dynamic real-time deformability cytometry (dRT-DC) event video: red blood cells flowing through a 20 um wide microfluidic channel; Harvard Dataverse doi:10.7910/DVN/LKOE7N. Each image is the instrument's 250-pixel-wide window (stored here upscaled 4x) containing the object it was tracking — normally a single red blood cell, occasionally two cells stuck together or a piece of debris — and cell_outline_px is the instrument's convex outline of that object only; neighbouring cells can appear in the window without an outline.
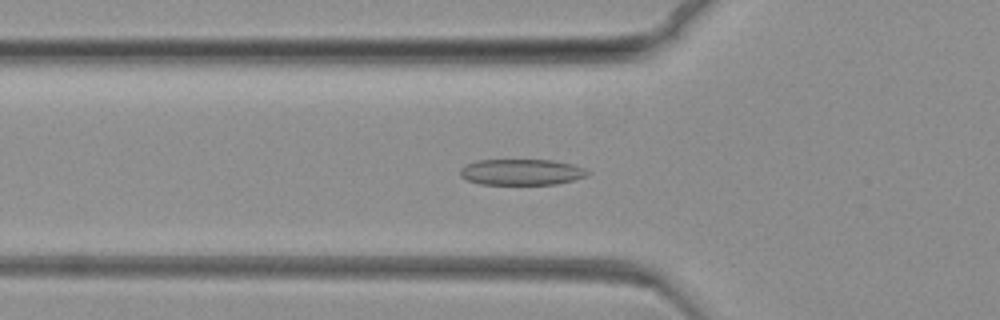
{"species": "common noctule bat (a hibernating species)", "species_latin": "Nyctalus noctula", "temperature_condition": "warm", "stored_images_in_passage": 77, "camera_frame_rate_fps": 3000, "um_per_image_px": 0.085, "animal": {"sex": "female", "body_mass_g": 19.3, "forearm_length_mm": 54.1}, "frame": {"image": 1, "passage_image": 26, "time_ms": 8.333, "image_size_px": [1000, 320], "cell_outline_px": [[592, 172], [588, 176], [556, 184], [480, 184], [468, 180], [460, 176], [460, 168], [464, 164], [476, 160], [552, 160], [572, 164], [584, 168]], "centroid_in_image_um": [44.32, 14.62], "position_along_channel_um": 81.5, "area_um2": 19.42}}
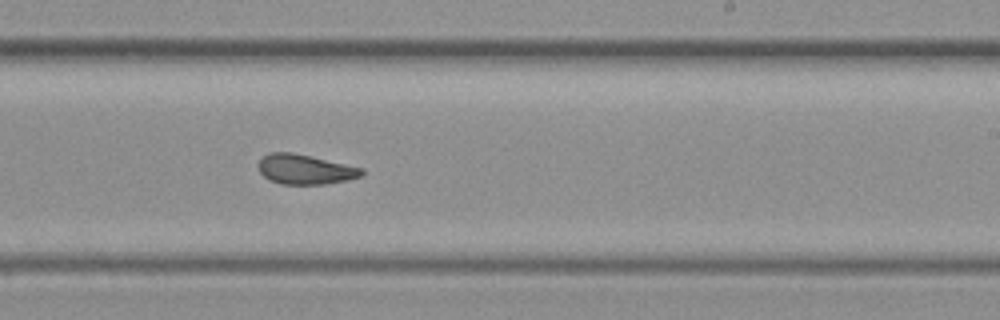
{"frame": {"image": 2, "passage_image": 46, "time_ms": 15.0, "image_size_px": [1000, 320], "cell_outline_px": [[364, 172], [360, 176], [348, 180], [324, 184], [280, 184], [268, 180], [260, 172], [260, 160], [264, 156], [272, 152], [292, 152], [364, 168]], "centroid_in_image_um": [25.95, 14.4], "position_along_channel_um": 263.1, "area_um2": 17.8}}
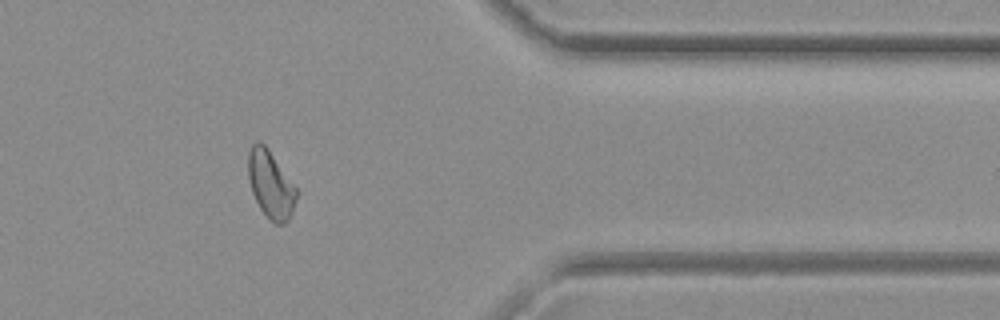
{"frame": {"image": 3, "passage_image": 62, "time_ms": 20.333, "image_size_px": [1000, 320], "cell_outline_px": [[300, 192], [292, 212], [288, 220], [284, 224], [276, 224], [268, 220], [260, 208], [252, 192], [248, 176], [248, 152], [252, 144], [256, 140], [260, 140], [268, 148]], "centroid_in_image_um": [23.02, 15.68], "position_along_channel_um": 388.4, "area_um2": 19.31}}